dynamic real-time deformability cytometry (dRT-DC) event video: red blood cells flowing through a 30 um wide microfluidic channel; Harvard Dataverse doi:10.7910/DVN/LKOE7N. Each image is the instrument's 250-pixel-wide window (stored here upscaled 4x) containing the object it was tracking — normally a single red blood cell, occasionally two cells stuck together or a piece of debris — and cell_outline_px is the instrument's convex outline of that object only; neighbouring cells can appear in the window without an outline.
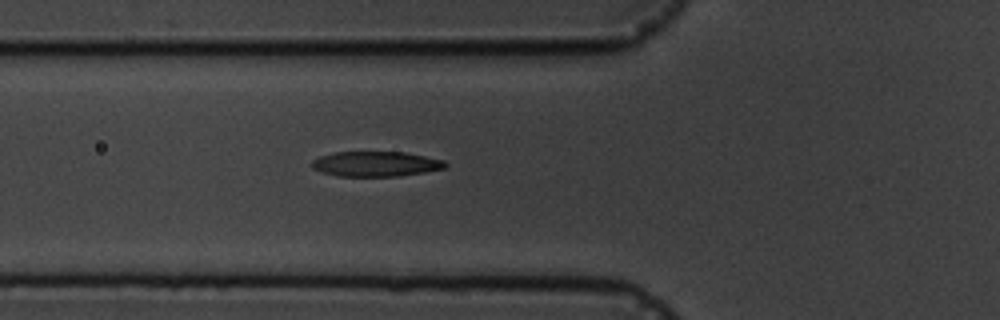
{"species": "common noctule bat (a hibernating species)", "species_latin": "Nyctalus noctula", "temperature_condition": "cold", "stored_images_in_passage": 5, "camera_frame_rate_fps": 3000, "um_per_image_px": 0.085, "animal": {"sex": "male", "body_mass_g": 19.5, "forearm_length_mm": 54.6}, "frame": {"image": 1, "passage_image": 5, "time_ms": 4.667, "image_size_px": [1000, 320], "cell_outline_px": [[448, 164], [444, 168], [424, 172], [400, 176], [336, 176], [320, 172], [312, 168], [312, 160], [320, 156], [332, 152], [404, 152], [444, 160]], "centroid_in_image_um": [31.91, 13.93], "position_along_channel_um": 93.9, "area_um2": 19.54}}